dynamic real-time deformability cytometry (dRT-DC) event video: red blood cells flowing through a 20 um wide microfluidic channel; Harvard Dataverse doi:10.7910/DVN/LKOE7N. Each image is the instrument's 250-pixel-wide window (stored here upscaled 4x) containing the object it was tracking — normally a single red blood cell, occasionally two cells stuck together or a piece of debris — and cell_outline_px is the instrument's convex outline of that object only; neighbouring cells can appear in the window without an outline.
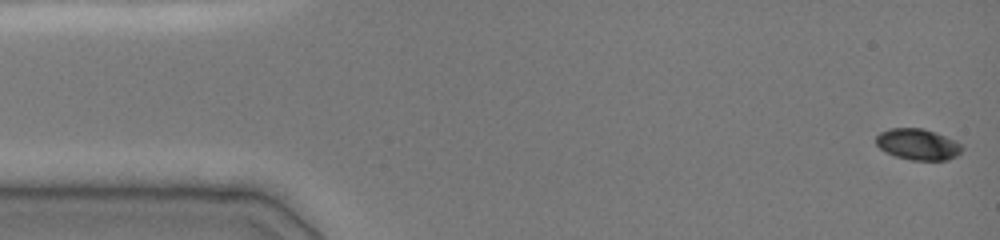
{"species": "common noctule bat (a hibernating species)", "species_latin": "Nyctalus noctula", "temperature_condition": "cold", "stored_images_in_passage": 60, "camera_frame_rate_fps": 3000, "um_per_image_px": 0.085, "animal": {"sex": "female", "body_mass_g": 19.0, "forearm_length_mm": 51.5}, "frame": {"image": 1, "passage_image": 1, "time_ms": 0.0, "image_size_px": [1000, 240], "cell_outline_px": [[964, 148], [956, 156], [948, 160], [912, 160], [896, 156], [880, 148], [876, 144], [876, 136], [880, 132], [888, 128], [924, 128], [936, 132], [956, 140]], "centroid_in_image_um": [78.04, 12.25], "position_along_channel_um": 7.0, "area_um2": 15.66}}
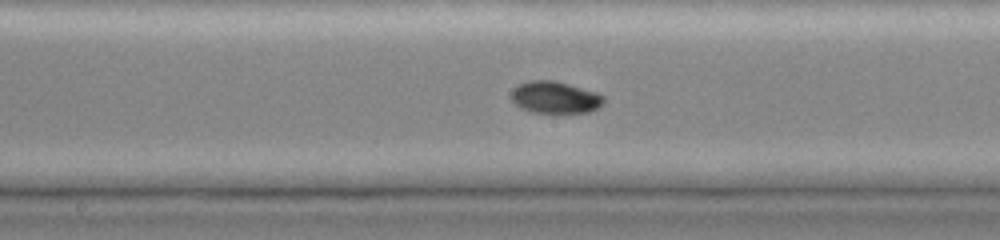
{"frame": {"image": 2, "passage_image": 26, "time_ms": 8.0, "image_size_px": [1000, 240], "cell_outline_px": [[604, 100], [596, 108], [588, 112], [532, 112], [520, 108], [508, 96], [512, 88], [516, 84], [528, 80], [556, 80], [596, 92], [604, 96]], "centroid_in_image_um": [47.09, 8.25], "position_along_channel_um": 201.1, "area_um2": 17.34}}
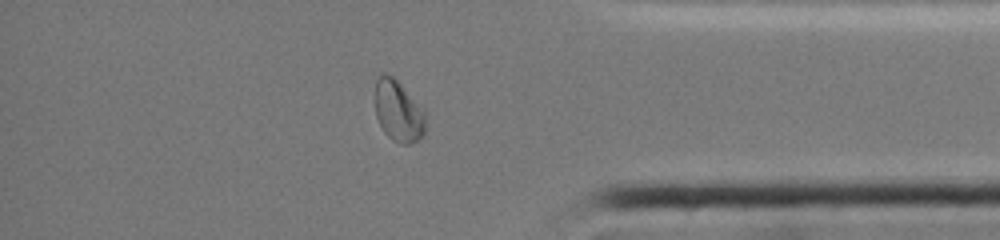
{"frame": {"image": 3, "passage_image": 53, "time_ms": 13.333, "image_size_px": [1000, 240], "cell_outline_px": [[424, 136], [408, 144], [400, 144], [392, 140], [384, 132], [376, 116], [376, 80], [384, 72], [392, 76], [400, 84], [424, 112]], "centroid_in_image_um": [33.83, 9.48], "position_along_channel_um": 401.4, "area_um2": 17.46}, "authors_computed_cell_mechanics": {"area_um2": 16.8198, "velocity_mm_per_s": 3.9215, "shape_relaxation_time_tau1_ms": 2.9231, "shape_relaxation_time_tau2_ms": null, "deformation_change_tau1": 0.1533, "deformation_change_tau2": null}}